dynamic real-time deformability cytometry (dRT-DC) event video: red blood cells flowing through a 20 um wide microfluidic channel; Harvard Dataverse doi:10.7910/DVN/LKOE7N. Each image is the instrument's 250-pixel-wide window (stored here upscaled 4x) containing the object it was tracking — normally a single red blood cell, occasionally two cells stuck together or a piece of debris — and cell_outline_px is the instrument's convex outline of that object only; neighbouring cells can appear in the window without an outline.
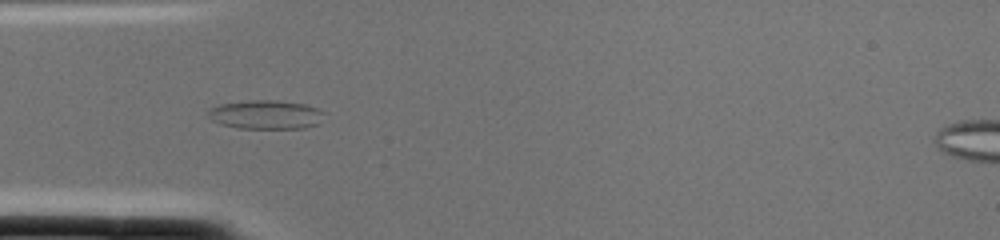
{"species": "common noctule bat (a hibernating species)", "species_latin": "Nyctalus noctula", "temperature_condition": "cold", "stored_images_in_passage": 2, "camera_frame_rate_fps": 3000, "um_per_image_px": 0.085, "animal": {"sex": "female", "body_mass_g": 22.0, "forearm_length_mm": 56.7}, "frame": {"image": 1, "passage_image": 2, "time_ms": 0.333, "image_size_px": [1000, 240], "cell_outline_px": [[324, 112], [320, 124], [304, 128], [236, 128], [220, 124], [212, 120], [208, 116], [208, 108], [220, 104], [252, 100], [276, 100], [304, 104], [316, 108]], "centroid_in_image_um": [22.58, 9.75], "position_along_channel_um": 62.4, "area_um2": 19.59}}